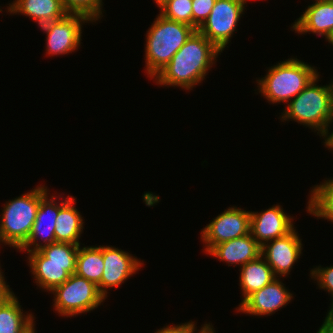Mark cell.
<instances>
[{
    "label": "cell",
    "instance_id": "35",
    "mask_svg": "<svg viewBox=\"0 0 333 333\" xmlns=\"http://www.w3.org/2000/svg\"><path fill=\"white\" fill-rule=\"evenodd\" d=\"M330 44L333 46V38L329 41Z\"/></svg>",
    "mask_w": 333,
    "mask_h": 333
},
{
    "label": "cell",
    "instance_id": "5",
    "mask_svg": "<svg viewBox=\"0 0 333 333\" xmlns=\"http://www.w3.org/2000/svg\"><path fill=\"white\" fill-rule=\"evenodd\" d=\"M195 29L158 14L146 33L145 72L153 80L185 44Z\"/></svg>",
    "mask_w": 333,
    "mask_h": 333
},
{
    "label": "cell",
    "instance_id": "32",
    "mask_svg": "<svg viewBox=\"0 0 333 333\" xmlns=\"http://www.w3.org/2000/svg\"><path fill=\"white\" fill-rule=\"evenodd\" d=\"M316 333H333V329L325 321H323Z\"/></svg>",
    "mask_w": 333,
    "mask_h": 333
},
{
    "label": "cell",
    "instance_id": "23",
    "mask_svg": "<svg viewBox=\"0 0 333 333\" xmlns=\"http://www.w3.org/2000/svg\"><path fill=\"white\" fill-rule=\"evenodd\" d=\"M312 186L306 211L309 215L333 223V177Z\"/></svg>",
    "mask_w": 333,
    "mask_h": 333
},
{
    "label": "cell",
    "instance_id": "30",
    "mask_svg": "<svg viewBox=\"0 0 333 333\" xmlns=\"http://www.w3.org/2000/svg\"><path fill=\"white\" fill-rule=\"evenodd\" d=\"M323 145L325 146V148H328V150L329 149H330V151L333 150V131L331 133L329 132L326 135V137L324 138V141H323Z\"/></svg>",
    "mask_w": 333,
    "mask_h": 333
},
{
    "label": "cell",
    "instance_id": "12",
    "mask_svg": "<svg viewBox=\"0 0 333 333\" xmlns=\"http://www.w3.org/2000/svg\"><path fill=\"white\" fill-rule=\"evenodd\" d=\"M303 244L296 227L287 235L268 241L261 246V256L278 278L290 274L293 266L302 256Z\"/></svg>",
    "mask_w": 333,
    "mask_h": 333
},
{
    "label": "cell",
    "instance_id": "6",
    "mask_svg": "<svg viewBox=\"0 0 333 333\" xmlns=\"http://www.w3.org/2000/svg\"><path fill=\"white\" fill-rule=\"evenodd\" d=\"M49 192L45 185H37L27 193L6 201L0 217V246L17 251L26 243L35 222L40 200Z\"/></svg>",
    "mask_w": 333,
    "mask_h": 333
},
{
    "label": "cell",
    "instance_id": "11",
    "mask_svg": "<svg viewBox=\"0 0 333 333\" xmlns=\"http://www.w3.org/2000/svg\"><path fill=\"white\" fill-rule=\"evenodd\" d=\"M102 256L104 261V271L101 282L97 285L99 292L107 299L112 288H118L127 279L138 273L144 265L143 260L133 256L127 251L118 249L115 246H103Z\"/></svg>",
    "mask_w": 333,
    "mask_h": 333
},
{
    "label": "cell",
    "instance_id": "31",
    "mask_svg": "<svg viewBox=\"0 0 333 333\" xmlns=\"http://www.w3.org/2000/svg\"><path fill=\"white\" fill-rule=\"evenodd\" d=\"M324 321L333 329V303H330V307Z\"/></svg>",
    "mask_w": 333,
    "mask_h": 333
},
{
    "label": "cell",
    "instance_id": "4",
    "mask_svg": "<svg viewBox=\"0 0 333 333\" xmlns=\"http://www.w3.org/2000/svg\"><path fill=\"white\" fill-rule=\"evenodd\" d=\"M79 245L55 242L28 254V267L37 287L52 292L75 274Z\"/></svg>",
    "mask_w": 333,
    "mask_h": 333
},
{
    "label": "cell",
    "instance_id": "21",
    "mask_svg": "<svg viewBox=\"0 0 333 333\" xmlns=\"http://www.w3.org/2000/svg\"><path fill=\"white\" fill-rule=\"evenodd\" d=\"M239 286L242 290V301L238 307L254 292L270 284L277 277L267 261L260 255L257 259L249 261L240 267Z\"/></svg>",
    "mask_w": 333,
    "mask_h": 333
},
{
    "label": "cell",
    "instance_id": "28",
    "mask_svg": "<svg viewBox=\"0 0 333 333\" xmlns=\"http://www.w3.org/2000/svg\"><path fill=\"white\" fill-rule=\"evenodd\" d=\"M209 324L210 322H206L203 326L201 325V329L198 330L195 321L190 320L189 322L180 323L176 326L174 324L166 325V327L164 326L154 333H201Z\"/></svg>",
    "mask_w": 333,
    "mask_h": 333
},
{
    "label": "cell",
    "instance_id": "14",
    "mask_svg": "<svg viewBox=\"0 0 333 333\" xmlns=\"http://www.w3.org/2000/svg\"><path fill=\"white\" fill-rule=\"evenodd\" d=\"M49 194L50 192L40 200L35 222L26 243L19 249L20 252L29 253L55 243V222L60 210V201L57 202V198H64V196Z\"/></svg>",
    "mask_w": 333,
    "mask_h": 333
},
{
    "label": "cell",
    "instance_id": "10",
    "mask_svg": "<svg viewBox=\"0 0 333 333\" xmlns=\"http://www.w3.org/2000/svg\"><path fill=\"white\" fill-rule=\"evenodd\" d=\"M251 211L232 206L213 218L201 233L204 252L207 253L213 246L235 238L250 234Z\"/></svg>",
    "mask_w": 333,
    "mask_h": 333
},
{
    "label": "cell",
    "instance_id": "27",
    "mask_svg": "<svg viewBox=\"0 0 333 333\" xmlns=\"http://www.w3.org/2000/svg\"><path fill=\"white\" fill-rule=\"evenodd\" d=\"M216 0H192V27L197 30L210 15Z\"/></svg>",
    "mask_w": 333,
    "mask_h": 333
},
{
    "label": "cell",
    "instance_id": "25",
    "mask_svg": "<svg viewBox=\"0 0 333 333\" xmlns=\"http://www.w3.org/2000/svg\"><path fill=\"white\" fill-rule=\"evenodd\" d=\"M192 10V0H169L160 8L159 14L192 27Z\"/></svg>",
    "mask_w": 333,
    "mask_h": 333
},
{
    "label": "cell",
    "instance_id": "9",
    "mask_svg": "<svg viewBox=\"0 0 333 333\" xmlns=\"http://www.w3.org/2000/svg\"><path fill=\"white\" fill-rule=\"evenodd\" d=\"M92 23L82 14L68 13L60 20L45 23L40 27L46 33L48 56L68 55L79 49L82 41L83 24Z\"/></svg>",
    "mask_w": 333,
    "mask_h": 333
},
{
    "label": "cell",
    "instance_id": "16",
    "mask_svg": "<svg viewBox=\"0 0 333 333\" xmlns=\"http://www.w3.org/2000/svg\"><path fill=\"white\" fill-rule=\"evenodd\" d=\"M299 18L291 24V30L297 34H316L325 37L326 41L333 38V0L312 1Z\"/></svg>",
    "mask_w": 333,
    "mask_h": 333
},
{
    "label": "cell",
    "instance_id": "8",
    "mask_svg": "<svg viewBox=\"0 0 333 333\" xmlns=\"http://www.w3.org/2000/svg\"><path fill=\"white\" fill-rule=\"evenodd\" d=\"M244 0H216L210 15L197 29L220 51H224L245 14Z\"/></svg>",
    "mask_w": 333,
    "mask_h": 333
},
{
    "label": "cell",
    "instance_id": "29",
    "mask_svg": "<svg viewBox=\"0 0 333 333\" xmlns=\"http://www.w3.org/2000/svg\"><path fill=\"white\" fill-rule=\"evenodd\" d=\"M1 268L2 266L0 265V302L6 300L11 294L14 293L5 281V274Z\"/></svg>",
    "mask_w": 333,
    "mask_h": 333
},
{
    "label": "cell",
    "instance_id": "19",
    "mask_svg": "<svg viewBox=\"0 0 333 333\" xmlns=\"http://www.w3.org/2000/svg\"><path fill=\"white\" fill-rule=\"evenodd\" d=\"M76 198L67 196L60 200V210L56 217L55 242L80 245V238L84 229V217L74 206Z\"/></svg>",
    "mask_w": 333,
    "mask_h": 333
},
{
    "label": "cell",
    "instance_id": "34",
    "mask_svg": "<svg viewBox=\"0 0 333 333\" xmlns=\"http://www.w3.org/2000/svg\"><path fill=\"white\" fill-rule=\"evenodd\" d=\"M168 1L169 0H154V2L156 3V5L159 9Z\"/></svg>",
    "mask_w": 333,
    "mask_h": 333
},
{
    "label": "cell",
    "instance_id": "24",
    "mask_svg": "<svg viewBox=\"0 0 333 333\" xmlns=\"http://www.w3.org/2000/svg\"><path fill=\"white\" fill-rule=\"evenodd\" d=\"M65 9L71 14H82L91 22L99 21L103 17V0H61ZM103 12V13H102Z\"/></svg>",
    "mask_w": 333,
    "mask_h": 333
},
{
    "label": "cell",
    "instance_id": "22",
    "mask_svg": "<svg viewBox=\"0 0 333 333\" xmlns=\"http://www.w3.org/2000/svg\"><path fill=\"white\" fill-rule=\"evenodd\" d=\"M104 271L102 246H84L78 249L75 274L98 285Z\"/></svg>",
    "mask_w": 333,
    "mask_h": 333
},
{
    "label": "cell",
    "instance_id": "20",
    "mask_svg": "<svg viewBox=\"0 0 333 333\" xmlns=\"http://www.w3.org/2000/svg\"><path fill=\"white\" fill-rule=\"evenodd\" d=\"M21 307L14 293L0 302V333H33L36 330L34 315L24 313Z\"/></svg>",
    "mask_w": 333,
    "mask_h": 333
},
{
    "label": "cell",
    "instance_id": "1",
    "mask_svg": "<svg viewBox=\"0 0 333 333\" xmlns=\"http://www.w3.org/2000/svg\"><path fill=\"white\" fill-rule=\"evenodd\" d=\"M221 53L202 33L195 30L153 81L160 86L191 91L205 79Z\"/></svg>",
    "mask_w": 333,
    "mask_h": 333
},
{
    "label": "cell",
    "instance_id": "26",
    "mask_svg": "<svg viewBox=\"0 0 333 333\" xmlns=\"http://www.w3.org/2000/svg\"><path fill=\"white\" fill-rule=\"evenodd\" d=\"M310 277L317 282L319 289L325 290L331 296L333 303V265L321 267L316 266L310 270Z\"/></svg>",
    "mask_w": 333,
    "mask_h": 333
},
{
    "label": "cell",
    "instance_id": "3",
    "mask_svg": "<svg viewBox=\"0 0 333 333\" xmlns=\"http://www.w3.org/2000/svg\"><path fill=\"white\" fill-rule=\"evenodd\" d=\"M316 69L296 57L280 61L270 66L264 77L256 80L258 93L271 104H287L319 74Z\"/></svg>",
    "mask_w": 333,
    "mask_h": 333
},
{
    "label": "cell",
    "instance_id": "18",
    "mask_svg": "<svg viewBox=\"0 0 333 333\" xmlns=\"http://www.w3.org/2000/svg\"><path fill=\"white\" fill-rule=\"evenodd\" d=\"M7 5L6 13L29 17L38 26L60 20L68 14L61 0H13Z\"/></svg>",
    "mask_w": 333,
    "mask_h": 333
},
{
    "label": "cell",
    "instance_id": "7",
    "mask_svg": "<svg viewBox=\"0 0 333 333\" xmlns=\"http://www.w3.org/2000/svg\"><path fill=\"white\" fill-rule=\"evenodd\" d=\"M53 309L59 316L76 317L91 311L105 302V297L99 292L98 286L80 277L72 274L60 286L52 292Z\"/></svg>",
    "mask_w": 333,
    "mask_h": 333
},
{
    "label": "cell",
    "instance_id": "13",
    "mask_svg": "<svg viewBox=\"0 0 333 333\" xmlns=\"http://www.w3.org/2000/svg\"><path fill=\"white\" fill-rule=\"evenodd\" d=\"M292 292L286 287L280 278H276L270 284L251 294L239 307L237 313L254 316H271L288 305L293 299Z\"/></svg>",
    "mask_w": 333,
    "mask_h": 333
},
{
    "label": "cell",
    "instance_id": "2",
    "mask_svg": "<svg viewBox=\"0 0 333 333\" xmlns=\"http://www.w3.org/2000/svg\"><path fill=\"white\" fill-rule=\"evenodd\" d=\"M319 79L320 74L287 103L280 119L282 122L295 121L324 139L333 123V79L323 86L317 85Z\"/></svg>",
    "mask_w": 333,
    "mask_h": 333
},
{
    "label": "cell",
    "instance_id": "17",
    "mask_svg": "<svg viewBox=\"0 0 333 333\" xmlns=\"http://www.w3.org/2000/svg\"><path fill=\"white\" fill-rule=\"evenodd\" d=\"M207 255L224 261L230 265L242 267L249 261L257 259L261 255V245L251 234L244 235L224 243L213 246Z\"/></svg>",
    "mask_w": 333,
    "mask_h": 333
},
{
    "label": "cell",
    "instance_id": "15",
    "mask_svg": "<svg viewBox=\"0 0 333 333\" xmlns=\"http://www.w3.org/2000/svg\"><path fill=\"white\" fill-rule=\"evenodd\" d=\"M292 217L279 204H274L259 213L251 211L250 234L262 246L290 233L295 228Z\"/></svg>",
    "mask_w": 333,
    "mask_h": 333
},
{
    "label": "cell",
    "instance_id": "33",
    "mask_svg": "<svg viewBox=\"0 0 333 333\" xmlns=\"http://www.w3.org/2000/svg\"><path fill=\"white\" fill-rule=\"evenodd\" d=\"M201 333H216V331L212 323H210Z\"/></svg>",
    "mask_w": 333,
    "mask_h": 333
}]
</instances>
